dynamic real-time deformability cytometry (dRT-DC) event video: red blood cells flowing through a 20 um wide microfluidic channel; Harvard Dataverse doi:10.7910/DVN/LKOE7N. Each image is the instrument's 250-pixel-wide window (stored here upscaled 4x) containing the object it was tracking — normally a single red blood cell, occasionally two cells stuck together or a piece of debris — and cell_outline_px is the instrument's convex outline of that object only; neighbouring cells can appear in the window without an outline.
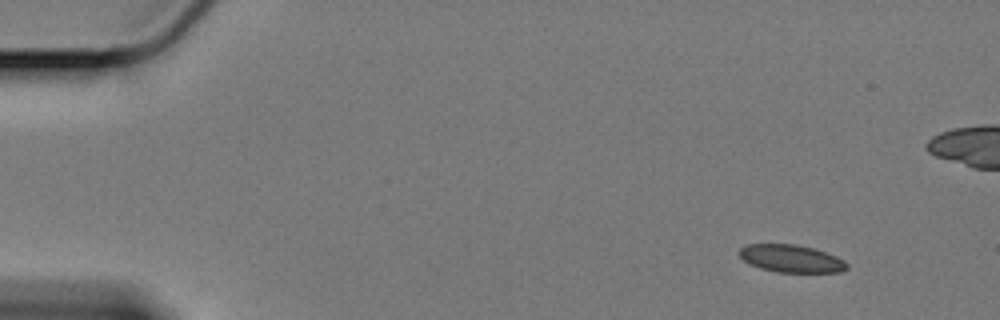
{"species": "Egyptian fruit bat (a non-hibernating species)", "species_latin": "Rousettus aegyptiacus", "temperature_condition": "cold", "stored_images_in_passage": 56, "camera_frame_rate_fps": 3000, "um_per_image_px": 0.085, "animal": {"sex": "female"}, "frame": {"image": 1, "passage_image": 1, "time_ms": 0.0, "image_size_px": [1000, 320], "cell_outline_px": [[848, 268], [840, 272], [776, 272], [760, 268], [744, 260], [736, 252], [744, 244], [796, 244], [816, 248], [836, 256], [844, 260], [848, 264]], "centroid_in_image_um": [67.25, 21.96], "position_along_channel_um": 17.8, "area_um2": 17.46}}
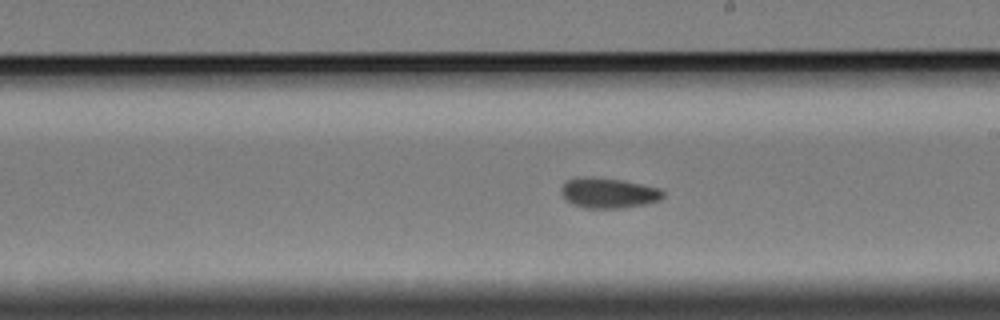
{"frame": {"image": 2, "passage_image": 30, "time_ms": 9.667, "image_size_px": [1000, 320], "cell_outline_px": [[664, 196], [660, 200], [644, 204], [620, 208], [584, 208], [572, 204], [564, 200], [560, 192], [560, 188], [568, 180], [592, 176], [624, 180], [660, 188], [664, 192]], "centroid_in_image_um": [51.71, 16.4], "position_along_channel_um": 237.3, "area_um2": 18.09}}
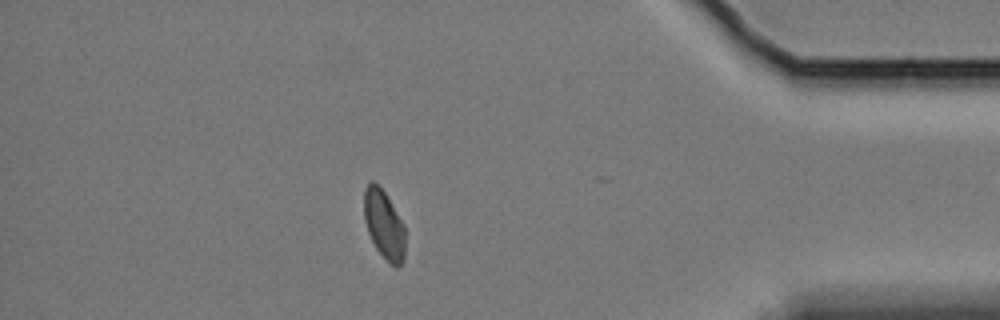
{"frame": {"image": 3, "passage_image": 48, "time_ms": 15.667, "image_size_px": [1000, 320], "cell_outline_px": [[404, 260], [396, 268], [376, 248], [368, 232], [364, 220], [364, 188], [372, 180], [384, 192], [404, 224]], "centroid_in_image_um": [32.63, 19.07], "position_along_channel_um": 402.6, "area_um2": 16.13}, "authors_computed_cell_mechanics": {"area_um2": 18.0047, "velocity_mm_per_s": 3.3466, "shape_relaxation_time_tau1_ms": null, "shape_relaxation_time_tau2_ms": 1.5739, "deformation_change_tau1": null, "deformation_change_tau2": 0.0497}}